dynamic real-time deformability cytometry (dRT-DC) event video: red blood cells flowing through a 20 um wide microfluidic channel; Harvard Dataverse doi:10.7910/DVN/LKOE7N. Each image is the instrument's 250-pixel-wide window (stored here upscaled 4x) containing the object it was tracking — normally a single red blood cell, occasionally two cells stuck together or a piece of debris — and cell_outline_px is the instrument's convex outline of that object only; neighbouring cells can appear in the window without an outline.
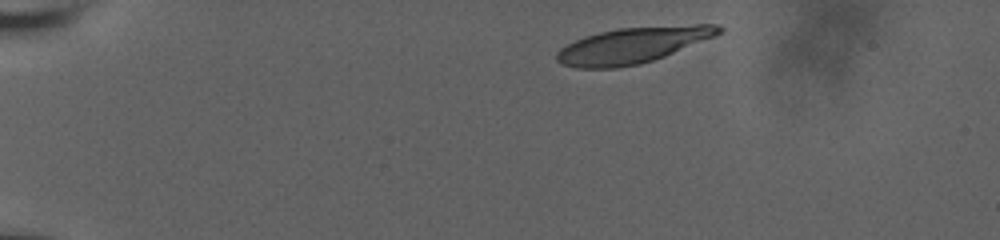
{"species": "human", "species_latin": "Homo sapiens", "temperature_condition": "room temperature", "stored_images_in_passage": 42, "camera_frame_rate_fps": 3000, "um_per_image_px": 0.085, "donor": {"sex": "male"}, "frame": {"image": 1, "passage_image": 1, "time_ms": 0.0, "image_size_px": [1000, 240], "cell_outline_px": [[724, 32], [664, 56], [640, 64], [616, 68], [576, 68], [560, 64], [556, 60], [556, 52], [560, 48], [584, 36], [600, 32], [620, 28], [696, 24], [720, 24], [724, 28]], "centroid_in_image_um": [53.78, 3.84], "position_along_channel_um": 31.2, "area_um2": 33.81}}
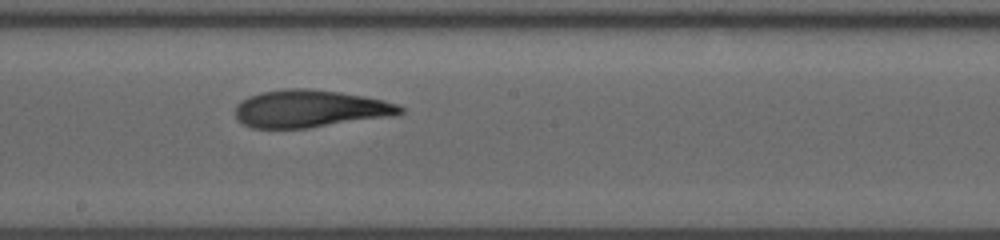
{"frame": {"image": 2, "passage_image": 24, "time_ms": 7.667, "image_size_px": [1000, 240], "cell_outline_px": [[404, 112], [396, 116], [308, 128], [252, 128], [236, 120], [236, 104], [240, 100], [248, 96], [260, 92], [288, 88], [308, 88], [340, 92], [364, 96], [384, 100], [400, 104], [404, 108]], "centroid_in_image_um": [26.38, 9.24], "position_along_channel_um": 221.8, "area_um2": 36.47}}
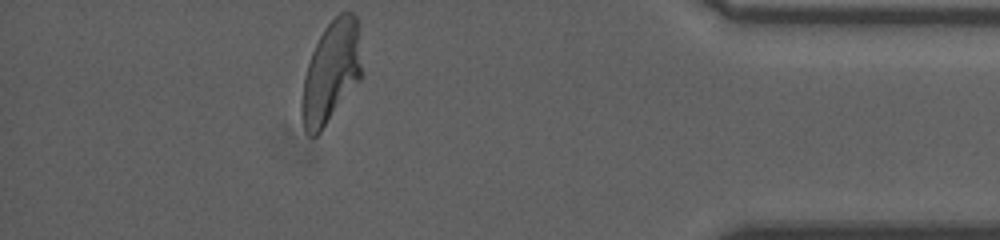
{"frame": {"image": 3, "passage_image": 42, "time_ms": 13.667, "image_size_px": [1000, 240], "cell_outline_px": [[360, 80], [320, 132], [316, 136], [308, 136], [304, 128], [300, 112], [300, 104], [304, 76], [312, 52], [324, 28], [340, 12], [352, 12], [356, 16], [360, 64]], "centroid_in_image_um": [28.09, 6.18], "position_along_channel_um": 407.1, "area_um2": 34.97}, "authors_computed_cell_mechanics": {"area_um2": 35.6337, "velocity_mm_per_s": 3.697, "shape_relaxation_time_tau1_ms": 9.9722, "shape_relaxation_time_tau2_ms": 2.5125, "deformation_change_tau1": 0.3176, "deformation_change_tau2": 0.1051}}